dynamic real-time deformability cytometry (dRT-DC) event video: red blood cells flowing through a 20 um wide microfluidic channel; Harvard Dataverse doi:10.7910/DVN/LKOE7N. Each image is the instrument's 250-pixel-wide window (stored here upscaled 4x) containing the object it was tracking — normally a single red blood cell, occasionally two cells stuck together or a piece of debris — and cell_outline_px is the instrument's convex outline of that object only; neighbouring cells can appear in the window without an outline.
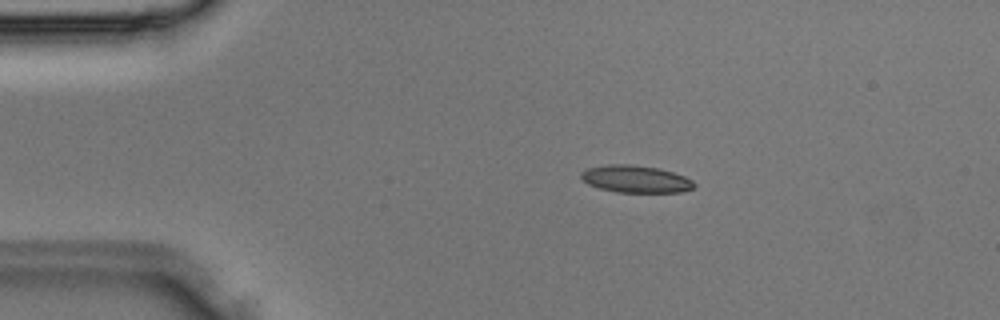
{"species": "Egyptian fruit bat (a non-hibernating species)", "species_latin": "Rousettus aegyptiacus", "temperature_condition": "room temperature", "stored_images_in_passage": 33, "camera_frame_rate_fps": 3000, "um_per_image_px": 0.085, "animal": {"sex": "male"}, "frame": {"image": 1, "passage_image": 4, "time_ms": 1.0, "image_size_px": [1000, 320], "cell_outline_px": [[696, 184], [692, 188], [680, 192], [616, 192], [600, 188], [588, 184], [580, 176], [580, 172], [588, 168], [608, 164], [628, 164], [660, 168], [684, 176], [692, 180]], "centroid_in_image_um": [54.02, 15.21], "position_along_channel_um": 31.0, "area_um2": 17.86}}
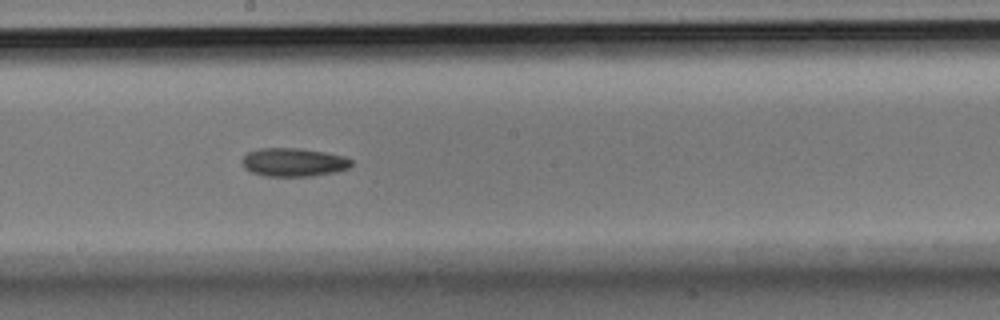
{"frame": {"image": 2, "passage_image": 17, "time_ms": 5.333, "image_size_px": [1000, 320], "cell_outline_px": [[352, 164], [348, 168], [336, 172], [312, 176], [264, 176], [252, 172], [244, 168], [240, 160], [248, 152], [260, 148], [300, 148], [324, 152], [344, 156], [352, 160]], "centroid_in_image_um": [24.94, 13.79], "position_along_channel_um": 223.3, "area_um2": 18.21}}
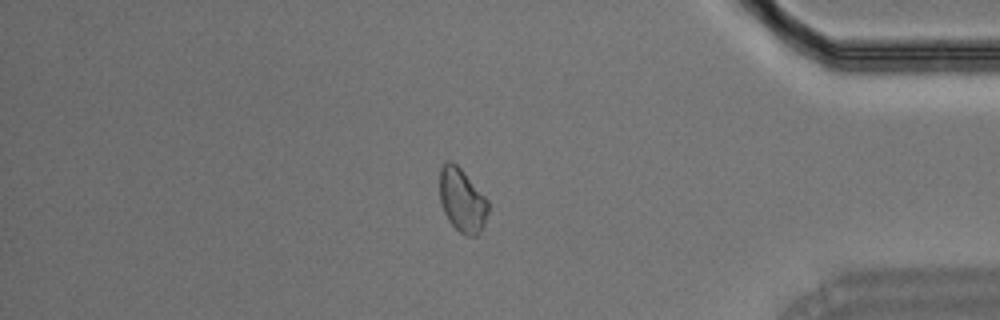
{"frame": {"image": 3, "passage_image": 28, "time_ms": 9.0, "image_size_px": [1000, 320], "cell_outline_px": [[488, 212], [484, 224], [480, 232], [476, 236], [464, 236], [448, 220], [440, 204], [440, 168], [448, 160], [452, 160], [460, 168], [488, 200]], "centroid_in_image_um": [39.27, 17.04], "position_along_channel_um": 395.9, "area_um2": 17.92}}